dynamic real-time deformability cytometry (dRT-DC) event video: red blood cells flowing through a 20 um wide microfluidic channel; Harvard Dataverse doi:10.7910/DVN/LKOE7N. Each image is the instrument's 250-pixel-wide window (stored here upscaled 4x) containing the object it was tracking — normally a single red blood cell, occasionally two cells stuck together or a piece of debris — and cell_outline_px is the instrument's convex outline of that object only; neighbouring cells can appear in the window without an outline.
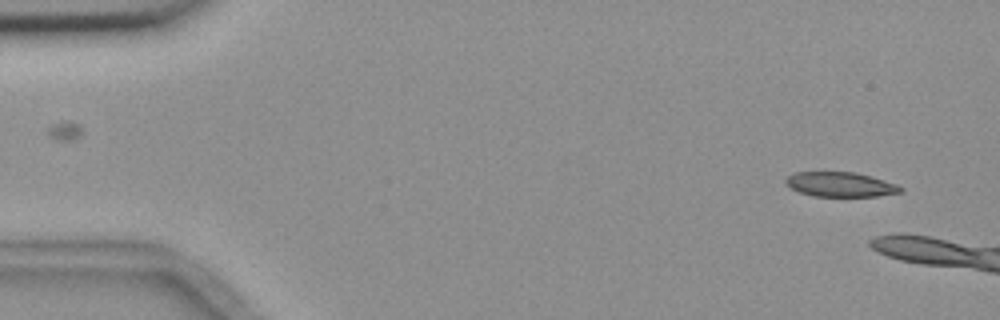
{"species": "common noctule bat (a hibernating species)", "species_latin": "Nyctalus noctula", "temperature_condition": "room temperature", "stored_images_in_passage": 3, "camera_frame_rate_fps": 3000, "um_per_image_px": 0.085, "animal": {"sex": "female", "body_mass_g": 18.4}, "frame": {"image": 1, "passage_image": 3, "time_ms": 2.333, "image_size_px": [1000, 320], "cell_outline_px": [[904, 188], [900, 192], [876, 196], [812, 196], [800, 192], [792, 188], [784, 180], [788, 176], [796, 172], [856, 172], [872, 176], [896, 184]], "centroid_in_image_um": [71.45, 15.67], "position_along_channel_um": 13.6, "area_um2": 16.36}}